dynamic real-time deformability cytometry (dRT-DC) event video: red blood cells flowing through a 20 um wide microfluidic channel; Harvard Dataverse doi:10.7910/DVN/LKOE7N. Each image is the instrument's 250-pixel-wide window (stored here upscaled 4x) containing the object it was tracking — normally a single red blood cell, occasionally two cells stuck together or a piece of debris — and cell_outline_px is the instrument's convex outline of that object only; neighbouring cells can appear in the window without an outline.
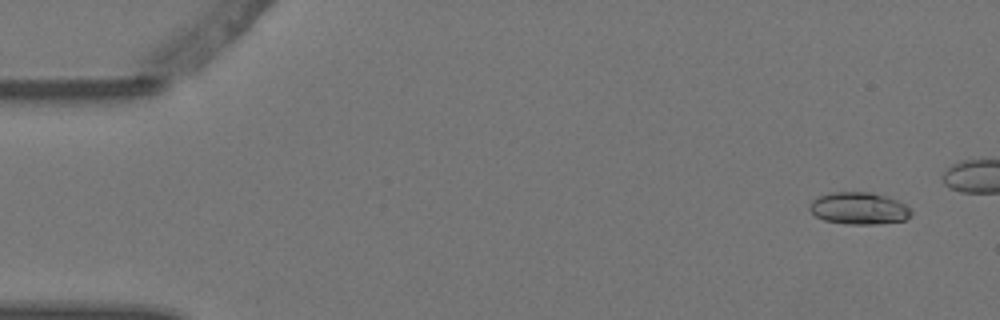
{"species": "Egyptian fruit bat (a non-hibernating species)", "species_latin": "Rousettus aegyptiacus", "temperature_condition": "warm", "stored_images_in_passage": 6, "camera_frame_rate_fps": 3000, "um_per_image_px": 0.085, "animal": {"sex": "female"}, "frame": {"image": 1, "passage_image": 2, "time_ms": 0.333, "image_size_px": [1000, 320], "cell_outline_px": [[912, 212], [904, 220], [876, 224], [844, 224], [824, 220], [816, 216], [808, 208], [808, 204], [816, 196], [828, 192], [872, 192], [896, 200], [912, 208]], "centroid_in_image_um": [72.95, 17.7], "position_along_channel_um": 12.0, "area_um2": 19.13}}
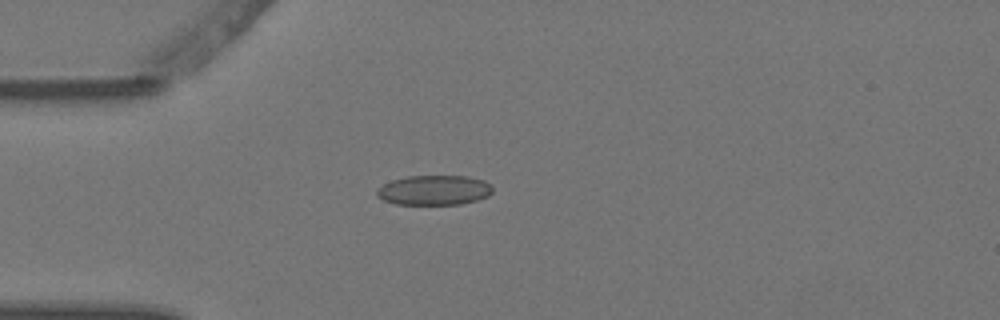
{"frame": {"image": 2, "passage_image": 6, "time_ms": 1.667, "image_size_px": [1000, 320], "cell_outline_px": [[492, 192], [488, 196], [476, 200], [460, 204], [396, 204], [384, 200], [376, 196], [376, 192], [384, 184], [392, 180], [408, 176], [468, 176], [484, 180], [492, 184]], "centroid_in_image_um": [36.93, 16.16], "position_along_channel_um": 48.1, "area_um2": 20.06}}